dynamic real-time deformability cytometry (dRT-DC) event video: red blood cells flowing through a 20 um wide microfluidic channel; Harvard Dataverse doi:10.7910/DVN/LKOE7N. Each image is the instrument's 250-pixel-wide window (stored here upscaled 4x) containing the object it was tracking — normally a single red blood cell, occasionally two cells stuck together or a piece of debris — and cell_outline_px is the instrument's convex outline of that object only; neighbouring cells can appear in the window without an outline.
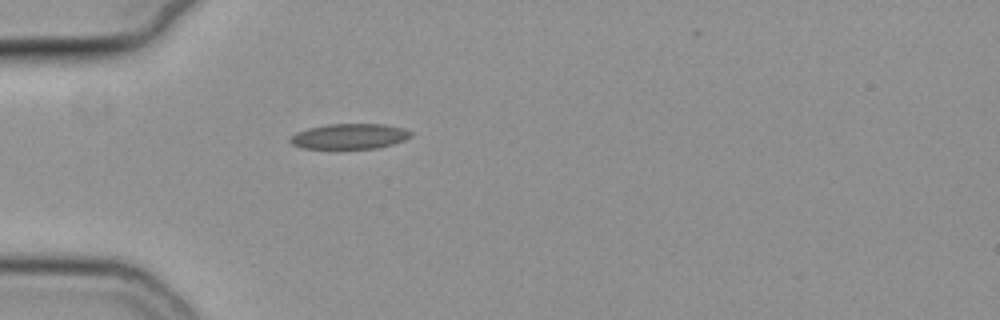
{"species": "common noctule bat (a hibernating species)", "species_latin": "Nyctalus noctula", "temperature_condition": "cold", "stored_images_in_passage": 40, "camera_frame_rate_fps": 3000, "um_per_image_px": 0.085, "animal": {"sex": "female", "body_mass_g": 19.3, "forearm_length_mm": 54.1}, "frame": {"image": 1, "passage_image": 1, "time_ms": 0.0, "image_size_px": [1000, 320], "cell_outline_px": [[412, 136], [404, 140], [392, 144], [376, 148], [304, 148], [292, 144], [288, 140], [296, 132], [308, 128], [328, 124], [384, 124], [404, 128], [412, 132]], "centroid_in_image_um": [29.72, 11.58], "position_along_channel_um": 55.3, "area_um2": 17.69}}
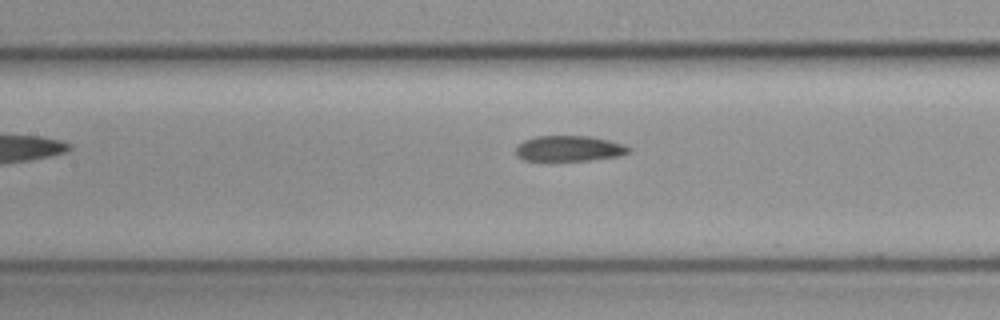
{"frame": {"image": 2, "passage_image": 10, "time_ms": 3.0, "image_size_px": [1000, 320], "cell_outline_px": [[632, 152], [620, 156], [588, 160], [548, 164], [524, 160], [516, 156], [516, 148], [524, 140], [536, 136], [592, 136], [624, 144], [632, 148]], "centroid_in_image_um": [48.36, 12.67], "position_along_channel_um": 159.0, "area_um2": 17.8}}
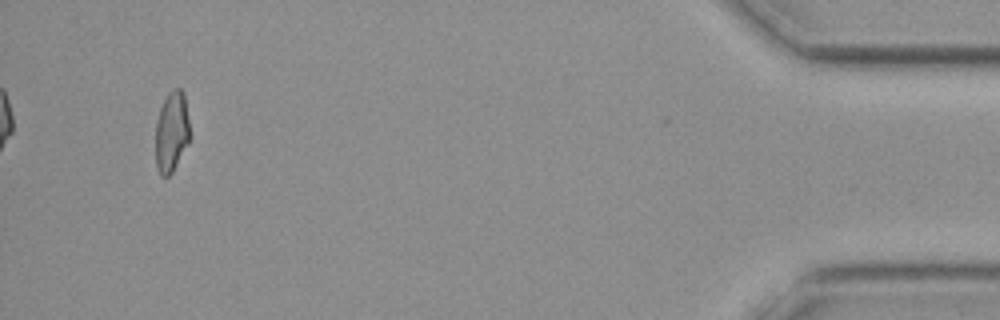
{"frame": {"image": 3, "passage_image": 37, "time_ms": 12.0, "image_size_px": [1000, 320], "cell_outline_px": [[188, 144], [172, 172], [168, 176], [160, 176], [156, 168], [156, 124], [160, 108], [168, 92], [172, 88], [180, 88], [184, 92], [188, 120]], "centroid_in_image_um": [14.57, 11.2], "position_along_channel_um": 420.6, "area_um2": 15.95}, "authors_computed_cell_mechanics": {"area_um2": 17.4556, "velocity_mm_per_s": 3.7688, "shape_relaxation_time_tau1_ms": 10.7131, "shape_relaxation_time_tau2_ms": 3.823, "deformation_change_tau1": 0.1872, "deformation_change_tau2": 0.1049}}